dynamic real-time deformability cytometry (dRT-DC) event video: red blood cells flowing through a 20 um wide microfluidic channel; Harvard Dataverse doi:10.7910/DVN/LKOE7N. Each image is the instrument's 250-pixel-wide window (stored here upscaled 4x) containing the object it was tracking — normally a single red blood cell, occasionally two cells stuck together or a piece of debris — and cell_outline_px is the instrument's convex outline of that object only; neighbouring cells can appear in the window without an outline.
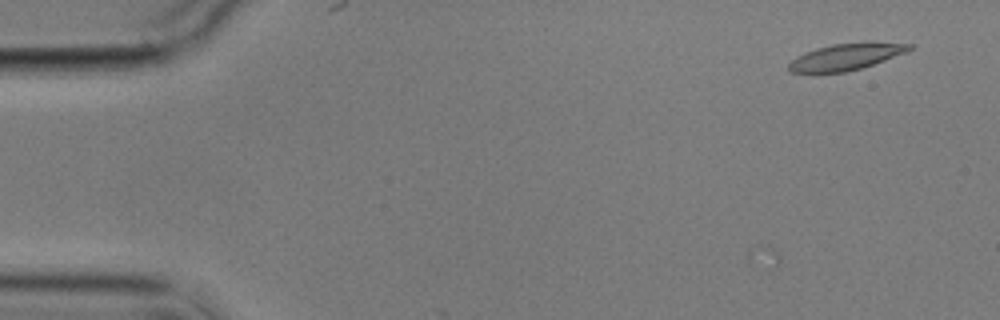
{"species": "common noctule bat (a hibernating species)", "species_latin": "Nyctalus noctula", "temperature_condition": "cold", "stored_images_in_passage": 7, "camera_frame_rate_fps": 3000, "um_per_image_px": 0.085, "animal": {"sex": "male", "body_mass_g": 17.9}, "frame": {"image": 1, "passage_image": 1, "time_ms": 0.0, "image_size_px": [1000, 320], "cell_outline_px": [[912, 48], [904, 52], [884, 60], [860, 68], [844, 72], [816, 76], [792, 72], [788, 68], [788, 64], [796, 56], [816, 48], [832, 44], [868, 40], [912, 44]], "centroid_in_image_um": [71.83, 4.84], "position_along_channel_um": 13.2, "area_um2": 19.42}}
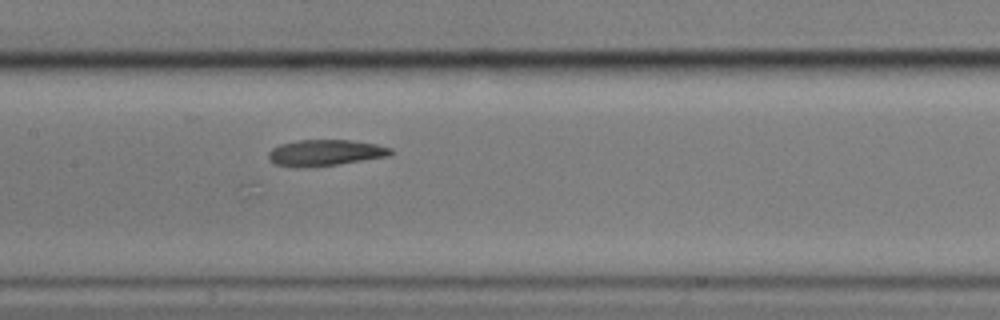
{"frame": {"image": 2, "passage_image": 7, "time_ms": 8.0, "image_size_px": [1000, 320], "cell_outline_px": [[396, 152], [388, 156], [340, 164], [304, 168], [296, 168], [276, 164], [268, 160], [268, 152], [272, 148], [280, 144], [296, 140], [352, 140], [376, 144], [392, 148]], "centroid_in_image_um": [27.64, 12.99], "position_along_channel_um": 179.8, "area_um2": 18.96}}